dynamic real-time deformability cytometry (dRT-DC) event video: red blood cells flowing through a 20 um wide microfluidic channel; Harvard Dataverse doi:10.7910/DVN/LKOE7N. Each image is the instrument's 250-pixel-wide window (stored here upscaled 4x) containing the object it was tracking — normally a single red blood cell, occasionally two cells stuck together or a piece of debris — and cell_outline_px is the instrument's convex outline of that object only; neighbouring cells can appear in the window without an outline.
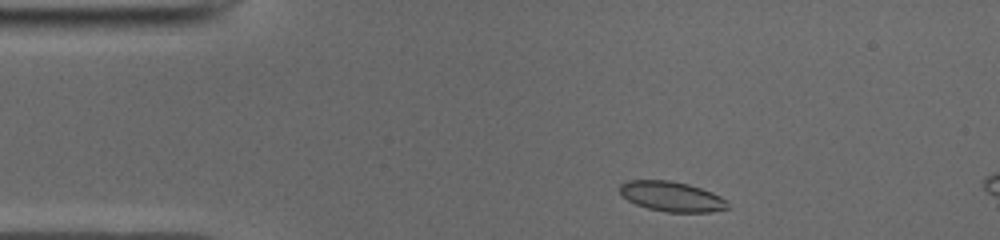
{"species": "common noctule bat (a hibernating species)", "species_latin": "Nyctalus noctula", "temperature_condition": "cold", "stored_images_in_passage": 6, "camera_frame_rate_fps": 3000, "um_per_image_px": 0.085, "animal": {"sex": "male", "body_mass_g": 19.0, "forearm_length_mm": 50.8}, "frame": {"image": 1, "passage_image": 2, "time_ms": 0.333, "image_size_px": [1000, 240], "cell_outline_px": [[732, 208], [712, 212], [668, 212], [648, 208], [636, 204], [628, 200], [620, 192], [620, 184], [628, 180], [668, 180], [688, 184], [712, 192], [728, 200]], "centroid_in_image_um": [57.16, 16.71], "position_along_channel_um": 27.8, "area_um2": 18.96}}